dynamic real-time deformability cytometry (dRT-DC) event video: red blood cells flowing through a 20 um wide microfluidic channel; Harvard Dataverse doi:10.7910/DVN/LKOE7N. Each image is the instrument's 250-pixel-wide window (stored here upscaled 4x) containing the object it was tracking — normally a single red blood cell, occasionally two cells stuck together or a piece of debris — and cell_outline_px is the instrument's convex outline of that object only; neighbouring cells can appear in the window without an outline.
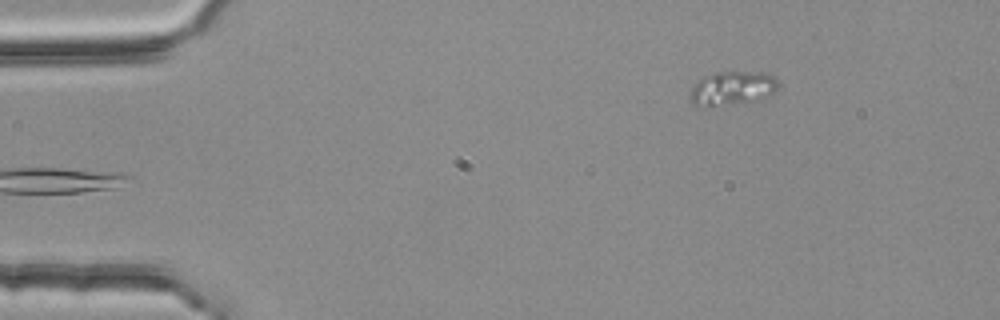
{"species": "common noctule bat (a hibernating species)", "species_latin": "Nyctalus noctula", "temperature_condition": "room temperature", "stored_images_in_passage": 3, "camera_frame_rate_fps": 3000, "um_per_image_px": 0.085, "animal": {"sex": "female", "body_mass_g": 25.1}, "frame": {"image": 1, "passage_image": 1, "time_ms": 0.0, "image_size_px": [1000, 320], "cell_outline_px": [[776, 88], [768, 96], [760, 100], [732, 104], [696, 108], [692, 104], [692, 88], [704, 76], [716, 72], [764, 72], [772, 76], [776, 80]], "centroid_in_image_um": [62.22, 7.52], "position_along_channel_um": 22.8, "area_um2": 17.22}}